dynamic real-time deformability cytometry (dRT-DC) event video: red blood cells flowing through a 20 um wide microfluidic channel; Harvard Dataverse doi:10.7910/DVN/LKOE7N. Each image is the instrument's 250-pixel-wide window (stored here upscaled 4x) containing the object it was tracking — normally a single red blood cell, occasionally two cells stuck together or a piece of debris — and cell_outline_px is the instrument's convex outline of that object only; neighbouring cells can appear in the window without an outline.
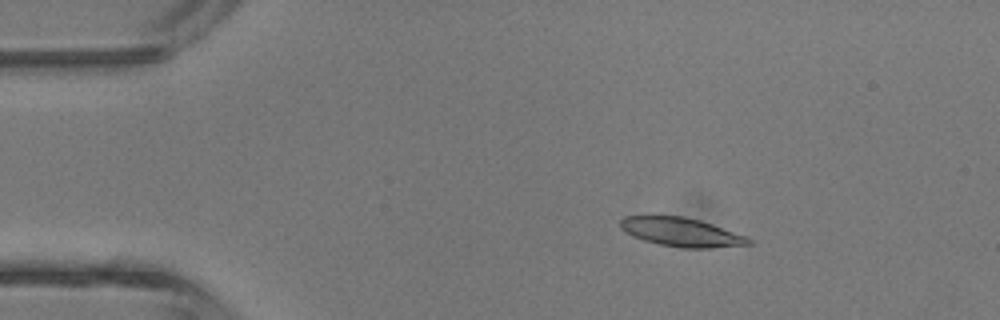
{"species": "common noctule bat (a hibernating species)", "species_latin": "Nyctalus noctula", "temperature_condition": "room temperature", "stored_images_in_passage": 5, "camera_frame_rate_fps": 3000, "um_per_image_px": 0.085, "animal": {"sex": "male", "body_mass_g": 13.3}, "frame": {"image": 1, "passage_image": 2, "time_ms": 1.0, "image_size_px": [1000, 320], "cell_outline_px": [[752, 244], [708, 248], [680, 248], [660, 244], [644, 240], [632, 236], [620, 228], [620, 220], [624, 216], [684, 216], [700, 220], [748, 236], [752, 240]], "centroid_in_image_um": [57.93, 19.73], "position_along_channel_um": 27.1, "area_um2": 21.56}}
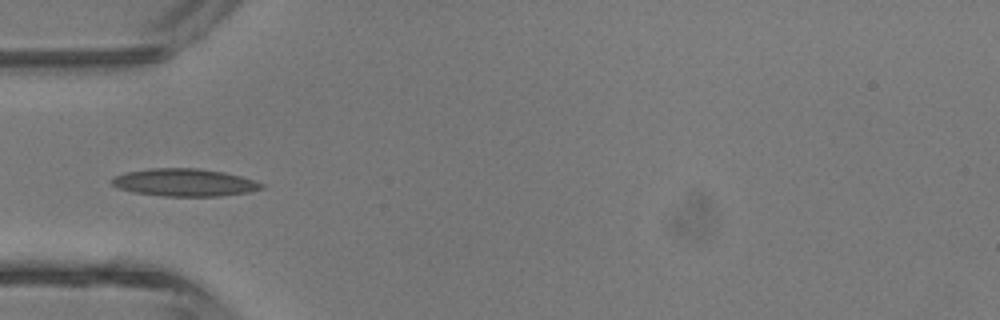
{"frame": {"image": 2, "passage_image": 4, "time_ms": 3.333, "image_size_px": [1000, 320], "cell_outline_px": [[264, 188], [248, 192], [220, 196], [164, 196], [132, 192], [116, 188], [108, 180], [112, 176], [124, 172], [152, 168], [200, 168], [224, 172], [240, 176], [264, 184]], "centroid_in_image_um": [15.6, 15.51], "position_along_channel_um": 69.4, "area_um2": 24.28}}
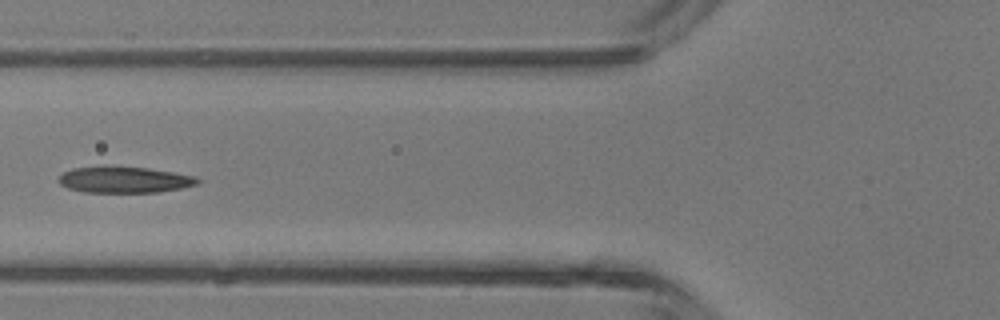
{"frame": {"image": 3, "passage_image": 5, "time_ms": 4.333, "image_size_px": [1000, 320], "cell_outline_px": [[200, 184], [160, 192], [84, 192], [68, 188], [60, 184], [60, 176], [64, 172], [72, 168], [104, 164], [148, 168], [196, 176], [200, 180]], "centroid_in_image_um": [10.57, 15.25], "position_along_channel_um": 115.2, "area_um2": 21.68}}